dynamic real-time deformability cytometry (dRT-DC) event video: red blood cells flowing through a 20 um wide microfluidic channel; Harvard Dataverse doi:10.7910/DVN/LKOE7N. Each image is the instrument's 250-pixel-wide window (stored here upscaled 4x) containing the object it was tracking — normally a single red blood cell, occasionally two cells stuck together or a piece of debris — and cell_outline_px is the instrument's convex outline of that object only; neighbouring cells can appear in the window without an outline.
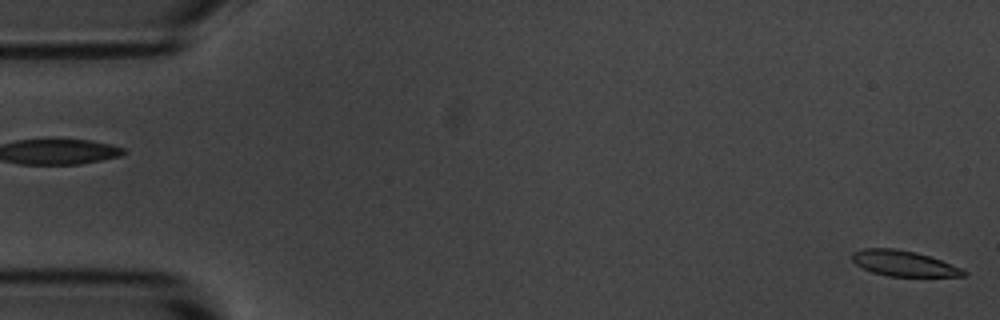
{"species": "common noctule bat (a hibernating species)", "species_latin": "Nyctalus noctula", "temperature_condition": "room temperature", "stored_images_in_passage": 56, "camera_frame_rate_fps": 3000, "um_per_image_px": 0.085, "animal": {"sex": "male", "body_mass_g": 20.1, "forearm_length_mm": 53.5}, "frame": {"image": 1, "passage_image": 1, "time_ms": 0.0, "image_size_px": [1000, 320], "cell_outline_px": [[968, 272], [964, 276], [888, 276], [872, 272], [856, 264], [852, 260], [852, 252], [864, 248], [896, 248], [916, 252], [964, 268]], "centroid_in_image_um": [76.83, 22.38], "position_along_channel_um": 8.2, "area_um2": 16.59}}
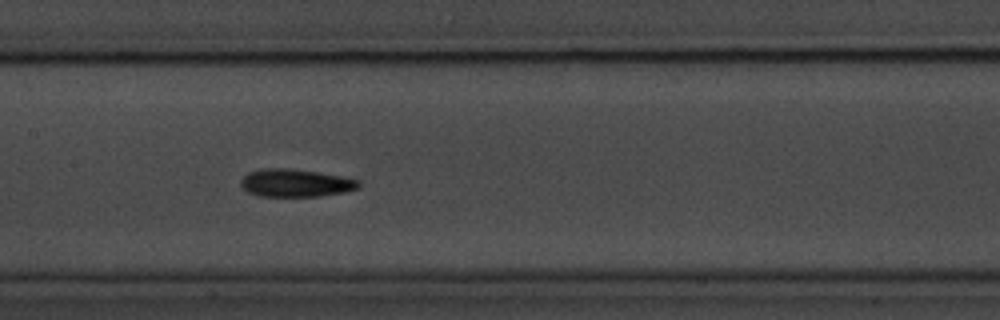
{"frame": {"image": 2, "passage_image": 27, "time_ms": 8.667, "image_size_px": [1000, 320], "cell_outline_px": [[360, 188], [344, 192], [320, 196], [260, 196], [248, 192], [240, 188], [240, 180], [248, 172], [260, 168], [288, 168], [316, 172], [340, 176], [360, 180]], "centroid_in_image_um": [25.09, 15.55], "position_along_channel_um": 182.3, "area_um2": 19.19}}
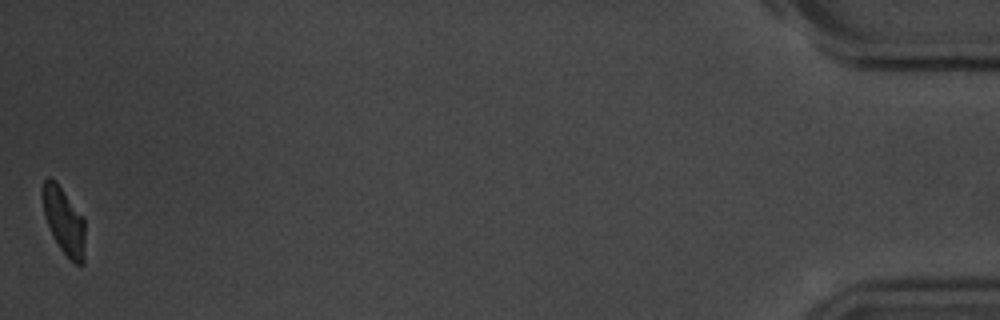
{"frame": {"image": 3, "passage_image": 56, "time_ms": 18.333, "image_size_px": [1000, 320], "cell_outline_px": [[84, 264], [76, 264], [60, 248], [52, 236], [44, 216], [40, 196], [40, 192], [44, 180], [48, 176], [56, 180], [84, 216]], "centroid_in_image_um": [5.4, 18.69], "position_along_channel_um": 429.8, "area_um2": 16.99}, "authors_computed_cell_mechanics": {"area_um2": 17.9758, "velocity_mm_per_s": 3.5598, "shape_relaxation_time_tau1_ms": 3.7955, "shape_relaxation_time_tau2_ms": 4.9942, "deformation_change_tau1": 0.1148, "deformation_change_tau2": 0.1145}}